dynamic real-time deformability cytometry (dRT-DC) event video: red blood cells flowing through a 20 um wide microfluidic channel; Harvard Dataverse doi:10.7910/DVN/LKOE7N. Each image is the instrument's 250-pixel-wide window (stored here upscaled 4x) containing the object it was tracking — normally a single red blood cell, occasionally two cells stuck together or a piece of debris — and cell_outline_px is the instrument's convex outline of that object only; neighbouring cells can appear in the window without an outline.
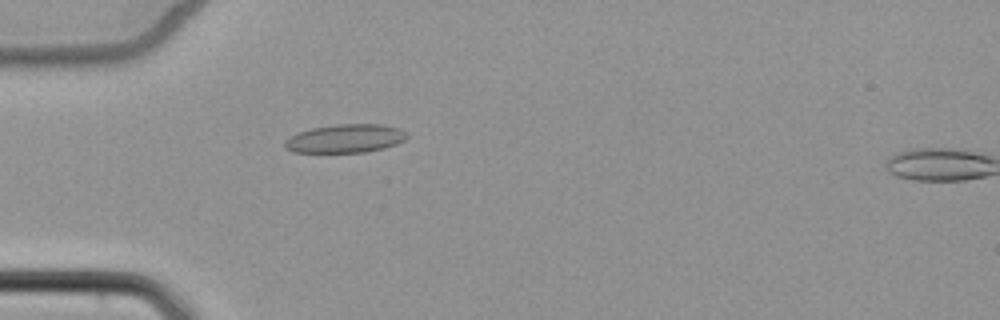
{"species": "common noctule bat (a hibernating species)", "species_latin": "Nyctalus noctula", "temperature_condition": "cold", "stored_images_in_passage": 5, "camera_frame_rate_fps": 3000, "um_per_image_px": 0.085, "animal": {"sex": "female", "body_mass_g": 22.7, "forearm_length_mm": 54.2}, "frame": {"image": 1, "passage_image": 4, "time_ms": 4.333, "image_size_px": [1000, 320], "cell_outline_px": [[408, 136], [404, 140], [396, 144], [384, 148], [364, 152], [292, 152], [284, 148], [284, 140], [288, 136], [296, 132], [312, 128], [336, 124], [380, 124], [400, 128]], "centroid_in_image_um": [29.3, 11.77], "position_along_channel_um": 55.7, "area_um2": 20.4}}